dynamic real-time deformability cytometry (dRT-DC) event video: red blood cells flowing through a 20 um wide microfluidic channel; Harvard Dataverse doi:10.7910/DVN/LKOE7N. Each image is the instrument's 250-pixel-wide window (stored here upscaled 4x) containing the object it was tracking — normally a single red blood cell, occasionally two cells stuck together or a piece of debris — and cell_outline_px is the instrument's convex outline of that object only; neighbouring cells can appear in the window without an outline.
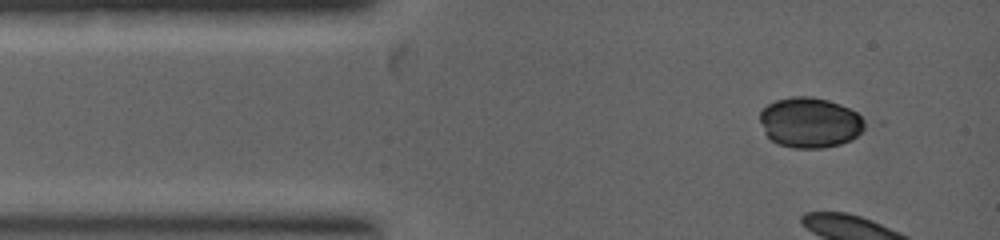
{"species": "common noctule bat (a hibernating species)", "species_latin": "Nyctalus noctula", "temperature_condition": "warm", "stored_images_in_passage": 2, "camera_frame_rate_fps": 5000, "um_per_image_px": 0.085, "animal": {"sex": "female", "body_mass_g": 19.0, "forearm_length_mm": 53.3}, "frame": {"image": 1, "passage_image": 1, "time_ms": 0.0, "image_size_px": [1000, 240], "cell_outline_px": [[872, 124], [852, 140], [840, 144], [824, 148], [792, 148], [776, 144], [764, 132], [760, 120], [760, 112], [768, 104], [776, 100], [792, 96], [812, 96], [828, 100], [840, 104], [856, 112], [868, 120]], "centroid_in_image_um": [68.91, 10.42], "position_along_channel_um": 16.1, "area_um2": 31.39}}